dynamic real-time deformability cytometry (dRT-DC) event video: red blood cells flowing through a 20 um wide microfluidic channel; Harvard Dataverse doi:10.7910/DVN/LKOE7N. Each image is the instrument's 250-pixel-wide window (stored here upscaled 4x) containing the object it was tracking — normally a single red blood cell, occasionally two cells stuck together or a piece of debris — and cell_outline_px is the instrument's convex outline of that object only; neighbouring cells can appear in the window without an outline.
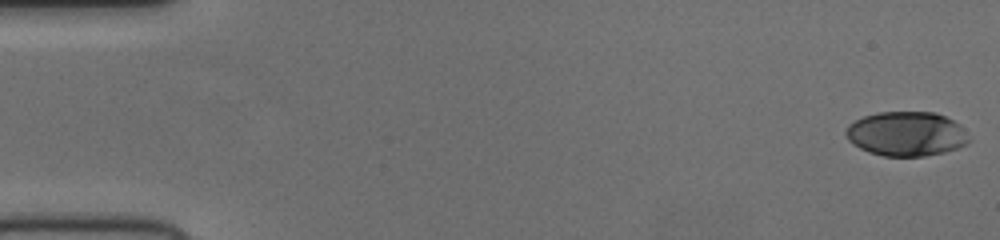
{"species": "human", "species_latin": "Homo sapiens", "temperature_condition": "cold", "stored_images_in_passage": 53, "camera_frame_rate_fps": 3000, "um_per_image_px": 0.085, "donor": {"sex": "female"}, "frame": {"image": 1, "passage_image": 1, "time_ms": 0.0, "image_size_px": [1000, 240], "cell_outline_px": [[972, 140], [968, 144], [944, 152], [924, 156], [884, 156], [868, 152], [852, 144], [848, 140], [844, 132], [848, 124], [864, 116], [876, 112], [936, 112], [960, 124]], "centroid_in_image_um": [77.04, 11.38], "position_along_channel_um": 8.0, "area_um2": 32.14}}
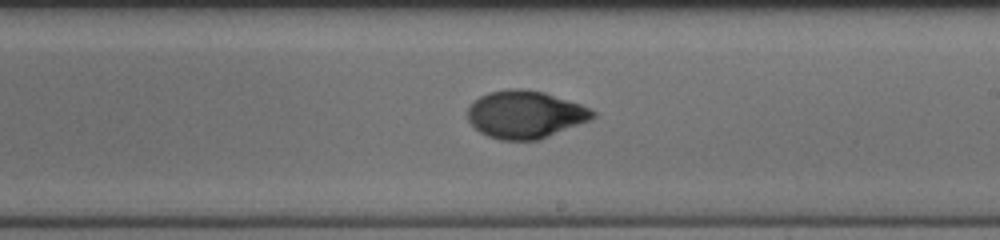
{"frame": {"image": 2, "passage_image": 31, "time_ms": 10.0, "image_size_px": [1000, 240], "cell_outline_px": [[596, 116], [588, 120], [540, 140], [500, 140], [488, 136], [480, 132], [468, 120], [468, 108], [480, 96], [488, 92], [508, 88], [520, 88], [544, 92], [580, 104], [596, 112]], "centroid_in_image_um": [44.63, 9.73], "position_along_channel_um": 244.4, "area_um2": 34.51}}
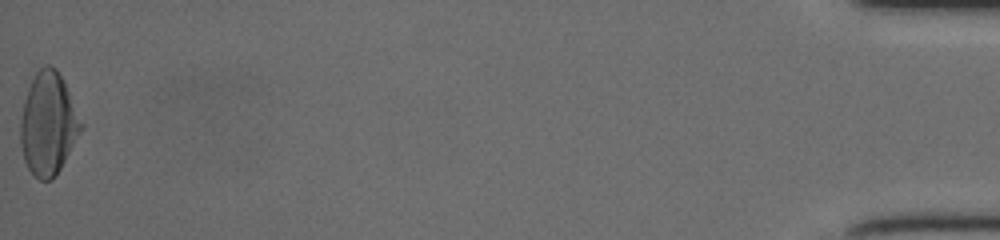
{"frame": {"image": 3, "passage_image": 53, "time_ms": 17.333, "image_size_px": [1000, 240], "cell_outline_px": [[84, 124], [80, 132], [60, 168], [52, 180], [40, 180], [28, 168], [24, 160], [20, 144], [20, 120], [24, 100], [28, 88], [36, 72], [44, 64], [48, 64], [56, 68]], "centroid_in_image_um": [4.08, 10.52], "position_along_channel_um": 431.1, "area_um2": 35.72}}